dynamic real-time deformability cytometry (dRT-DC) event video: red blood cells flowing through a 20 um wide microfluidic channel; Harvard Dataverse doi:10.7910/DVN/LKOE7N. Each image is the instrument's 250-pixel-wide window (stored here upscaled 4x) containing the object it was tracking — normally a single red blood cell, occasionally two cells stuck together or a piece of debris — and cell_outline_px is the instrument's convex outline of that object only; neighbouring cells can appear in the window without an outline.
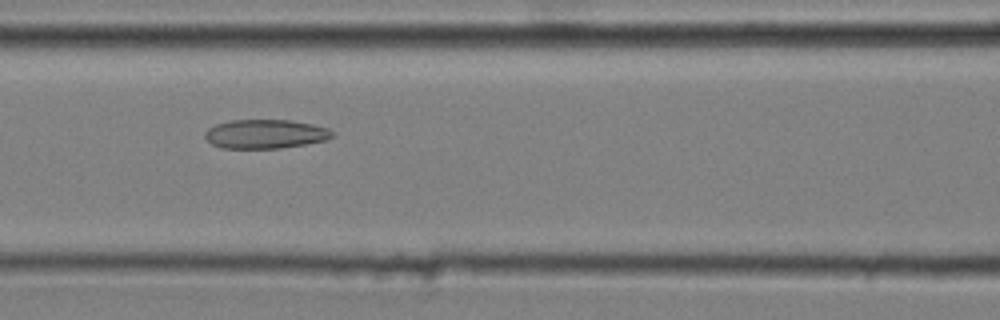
{"species": "common noctule bat (a hibernating species)", "species_latin": "Nyctalus noctula", "temperature_condition": "cold", "stored_images_in_passage": 11, "camera_frame_rate_fps": 3000, "um_per_image_px": 0.085, "animal": {"sex": "male", "body_mass_g": 20.4}, "frame": {"image": 1, "passage_image": 5, "time_ms": 1.333, "image_size_px": [1000, 320], "cell_outline_px": [[336, 136], [328, 140], [280, 148], [220, 148], [212, 144], [204, 136], [204, 132], [208, 128], [216, 124], [232, 120], [288, 120], [312, 124], [328, 128], [336, 132]], "centroid_in_image_um": [22.59, 11.39], "position_along_channel_um": 144.0, "area_um2": 21.68}}
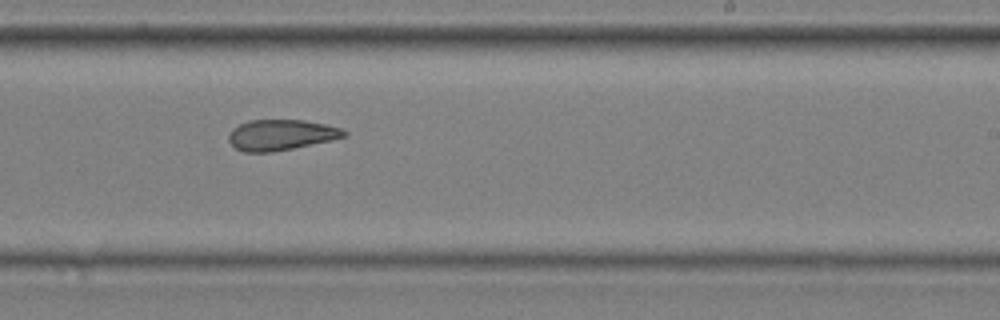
{"frame": {"image": 2, "passage_image": 8, "time_ms": 2.333, "image_size_px": [1000, 320], "cell_outline_px": [[348, 136], [332, 140], [272, 152], [244, 152], [236, 148], [228, 140], [228, 136], [232, 128], [248, 120], [304, 120], [324, 124], [340, 128], [348, 132]], "centroid_in_image_um": [23.89, 11.46], "position_along_channel_um": 265.1, "area_um2": 20.58}}
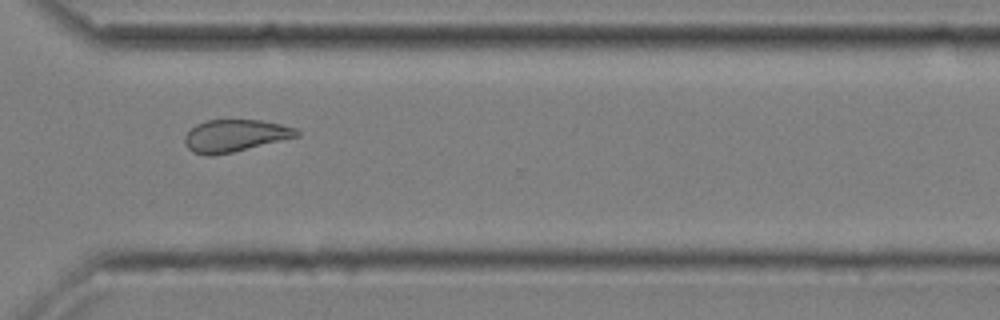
{"frame": {"image": 3, "passage_image": 10, "time_ms": 3.0, "image_size_px": [1000, 320], "cell_outline_px": [[300, 136], [232, 152], [212, 156], [208, 156], [192, 152], [184, 144], [184, 136], [196, 124], [208, 120], [260, 120], [280, 124], [296, 128], [300, 132]], "centroid_in_image_um": [19.96, 11.54], "position_along_channel_um": 350.6, "area_um2": 20.98}}